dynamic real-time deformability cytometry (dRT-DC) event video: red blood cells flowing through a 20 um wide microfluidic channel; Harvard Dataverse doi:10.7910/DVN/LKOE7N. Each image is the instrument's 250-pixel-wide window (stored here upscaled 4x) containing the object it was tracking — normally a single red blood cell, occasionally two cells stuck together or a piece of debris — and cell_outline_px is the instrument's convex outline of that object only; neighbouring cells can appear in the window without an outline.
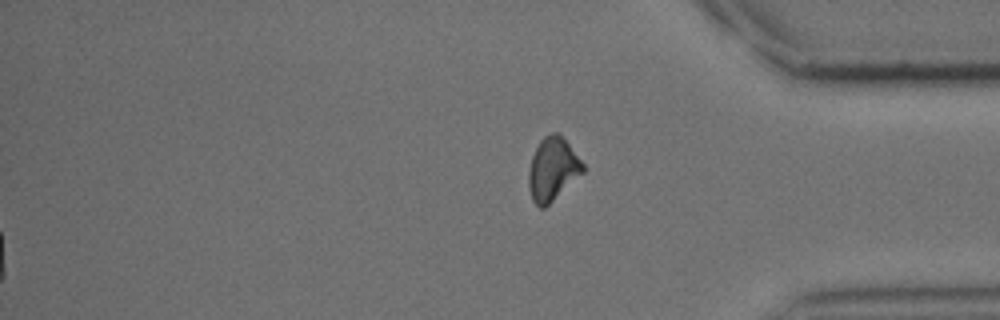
{"species": "common noctule bat (a hibernating species)", "species_latin": "Nyctalus noctula", "temperature_condition": "cold", "stored_images_in_passage": 46, "segment_of_instrument_passage": [2, 2], "camera_frame_rate_fps": 3000, "um_per_image_px": 0.085, "animal": {"sex": "male", "body_mass_g": 15.6}, "frame": {"image": 1, "passage_image": 46, "time_ms": 15.0, "image_size_px": [1000, 320], "cell_outline_px": [[584, 172], [544, 208], [540, 208], [532, 200], [528, 184], [528, 172], [532, 156], [540, 140], [544, 136], [552, 132], [560, 132], [584, 164]], "centroid_in_image_um": [46.97, 14.35], "position_along_channel_um": 388.2, "area_um2": 19.94}}